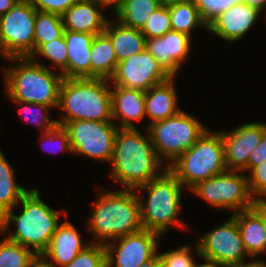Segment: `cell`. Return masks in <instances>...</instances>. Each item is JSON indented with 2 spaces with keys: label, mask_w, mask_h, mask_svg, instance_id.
Masks as SVG:
<instances>
[{
  "label": "cell",
  "mask_w": 266,
  "mask_h": 267,
  "mask_svg": "<svg viewBox=\"0 0 266 267\" xmlns=\"http://www.w3.org/2000/svg\"><path fill=\"white\" fill-rule=\"evenodd\" d=\"M146 134L143 136L137 128H119L116 133L110 176L124 189L136 190L167 169L158 158L147 129Z\"/></svg>",
  "instance_id": "cell-1"
},
{
  "label": "cell",
  "mask_w": 266,
  "mask_h": 267,
  "mask_svg": "<svg viewBox=\"0 0 266 267\" xmlns=\"http://www.w3.org/2000/svg\"><path fill=\"white\" fill-rule=\"evenodd\" d=\"M88 219V231L97 243H107L143 228L135 190H103L97 196ZM103 241V242H102Z\"/></svg>",
  "instance_id": "cell-2"
},
{
  "label": "cell",
  "mask_w": 266,
  "mask_h": 267,
  "mask_svg": "<svg viewBox=\"0 0 266 267\" xmlns=\"http://www.w3.org/2000/svg\"><path fill=\"white\" fill-rule=\"evenodd\" d=\"M18 204H22V213L16 215L13 209L7 211L0 218V230L5 233L13 222L16 230L6 238L28 249L32 247L36 255L43 254L59 226L61 213L42 201L36 188L29 190Z\"/></svg>",
  "instance_id": "cell-3"
},
{
  "label": "cell",
  "mask_w": 266,
  "mask_h": 267,
  "mask_svg": "<svg viewBox=\"0 0 266 267\" xmlns=\"http://www.w3.org/2000/svg\"><path fill=\"white\" fill-rule=\"evenodd\" d=\"M7 61L19 62L4 69L6 94L11 100L58 108L64 80L61 73L51 71L36 58L11 57Z\"/></svg>",
  "instance_id": "cell-4"
},
{
  "label": "cell",
  "mask_w": 266,
  "mask_h": 267,
  "mask_svg": "<svg viewBox=\"0 0 266 267\" xmlns=\"http://www.w3.org/2000/svg\"><path fill=\"white\" fill-rule=\"evenodd\" d=\"M104 78H64L60 88L61 115L58 124L70 121L93 120L113 122L111 115V88Z\"/></svg>",
  "instance_id": "cell-5"
},
{
  "label": "cell",
  "mask_w": 266,
  "mask_h": 267,
  "mask_svg": "<svg viewBox=\"0 0 266 267\" xmlns=\"http://www.w3.org/2000/svg\"><path fill=\"white\" fill-rule=\"evenodd\" d=\"M183 188L182 183L167 168L159 177L135 190L144 229L163 235L171 225L183 229L186 227L178 219ZM142 190L147 192L146 202L139 194Z\"/></svg>",
  "instance_id": "cell-6"
},
{
  "label": "cell",
  "mask_w": 266,
  "mask_h": 267,
  "mask_svg": "<svg viewBox=\"0 0 266 267\" xmlns=\"http://www.w3.org/2000/svg\"><path fill=\"white\" fill-rule=\"evenodd\" d=\"M167 168L187 189L225 172L228 169L221 132L213 133L207 129L192 147Z\"/></svg>",
  "instance_id": "cell-7"
},
{
  "label": "cell",
  "mask_w": 266,
  "mask_h": 267,
  "mask_svg": "<svg viewBox=\"0 0 266 267\" xmlns=\"http://www.w3.org/2000/svg\"><path fill=\"white\" fill-rule=\"evenodd\" d=\"M146 129L158 158L166 161L168 167L192 147L208 128L181 109L172 117L148 124Z\"/></svg>",
  "instance_id": "cell-8"
},
{
  "label": "cell",
  "mask_w": 266,
  "mask_h": 267,
  "mask_svg": "<svg viewBox=\"0 0 266 267\" xmlns=\"http://www.w3.org/2000/svg\"><path fill=\"white\" fill-rule=\"evenodd\" d=\"M226 170L212 178L196 183L189 190L211 206L236 212L251 209L254 201L246 174Z\"/></svg>",
  "instance_id": "cell-9"
},
{
  "label": "cell",
  "mask_w": 266,
  "mask_h": 267,
  "mask_svg": "<svg viewBox=\"0 0 266 267\" xmlns=\"http://www.w3.org/2000/svg\"><path fill=\"white\" fill-rule=\"evenodd\" d=\"M36 9L21 0L0 17V56L30 57L34 53Z\"/></svg>",
  "instance_id": "cell-10"
},
{
  "label": "cell",
  "mask_w": 266,
  "mask_h": 267,
  "mask_svg": "<svg viewBox=\"0 0 266 267\" xmlns=\"http://www.w3.org/2000/svg\"><path fill=\"white\" fill-rule=\"evenodd\" d=\"M64 127L69 133L72 153L111 162L118 124L75 120L68 122Z\"/></svg>",
  "instance_id": "cell-11"
},
{
  "label": "cell",
  "mask_w": 266,
  "mask_h": 267,
  "mask_svg": "<svg viewBox=\"0 0 266 267\" xmlns=\"http://www.w3.org/2000/svg\"><path fill=\"white\" fill-rule=\"evenodd\" d=\"M195 253L200 258L230 266L245 261L248 255L236 219L231 216L226 222L201 236L195 245Z\"/></svg>",
  "instance_id": "cell-12"
},
{
  "label": "cell",
  "mask_w": 266,
  "mask_h": 267,
  "mask_svg": "<svg viewBox=\"0 0 266 267\" xmlns=\"http://www.w3.org/2000/svg\"><path fill=\"white\" fill-rule=\"evenodd\" d=\"M172 77L148 50L118 62L109 79L112 85L147 91Z\"/></svg>",
  "instance_id": "cell-13"
},
{
  "label": "cell",
  "mask_w": 266,
  "mask_h": 267,
  "mask_svg": "<svg viewBox=\"0 0 266 267\" xmlns=\"http://www.w3.org/2000/svg\"><path fill=\"white\" fill-rule=\"evenodd\" d=\"M161 235L142 229L108 241L104 244L106 251V267H139L152 259L158 252V238ZM116 240H120L118 243ZM117 244V245H116Z\"/></svg>",
  "instance_id": "cell-14"
},
{
  "label": "cell",
  "mask_w": 266,
  "mask_h": 267,
  "mask_svg": "<svg viewBox=\"0 0 266 267\" xmlns=\"http://www.w3.org/2000/svg\"><path fill=\"white\" fill-rule=\"evenodd\" d=\"M265 132L266 123L258 122L242 124L228 133L221 132L227 169L247 171L249 157Z\"/></svg>",
  "instance_id": "cell-15"
},
{
  "label": "cell",
  "mask_w": 266,
  "mask_h": 267,
  "mask_svg": "<svg viewBox=\"0 0 266 267\" xmlns=\"http://www.w3.org/2000/svg\"><path fill=\"white\" fill-rule=\"evenodd\" d=\"M191 39L187 34L171 30L161 37L146 39V50L175 77L183 62L189 58Z\"/></svg>",
  "instance_id": "cell-16"
},
{
  "label": "cell",
  "mask_w": 266,
  "mask_h": 267,
  "mask_svg": "<svg viewBox=\"0 0 266 267\" xmlns=\"http://www.w3.org/2000/svg\"><path fill=\"white\" fill-rule=\"evenodd\" d=\"M260 12L243 2L234 3L208 25V32L227 42H238L258 20Z\"/></svg>",
  "instance_id": "cell-17"
},
{
  "label": "cell",
  "mask_w": 266,
  "mask_h": 267,
  "mask_svg": "<svg viewBox=\"0 0 266 267\" xmlns=\"http://www.w3.org/2000/svg\"><path fill=\"white\" fill-rule=\"evenodd\" d=\"M112 121L119 120L118 128H137L134 121L140 122L145 117V91L111 86Z\"/></svg>",
  "instance_id": "cell-18"
},
{
  "label": "cell",
  "mask_w": 266,
  "mask_h": 267,
  "mask_svg": "<svg viewBox=\"0 0 266 267\" xmlns=\"http://www.w3.org/2000/svg\"><path fill=\"white\" fill-rule=\"evenodd\" d=\"M101 8L106 9L96 0H79L62 15L64 29L93 35L104 32L108 19Z\"/></svg>",
  "instance_id": "cell-19"
},
{
  "label": "cell",
  "mask_w": 266,
  "mask_h": 267,
  "mask_svg": "<svg viewBox=\"0 0 266 267\" xmlns=\"http://www.w3.org/2000/svg\"><path fill=\"white\" fill-rule=\"evenodd\" d=\"M89 243H82L81 236L76 227L69 221L59 224L51 237L50 243L43 255L48 258L54 267H62L83 251Z\"/></svg>",
  "instance_id": "cell-20"
},
{
  "label": "cell",
  "mask_w": 266,
  "mask_h": 267,
  "mask_svg": "<svg viewBox=\"0 0 266 267\" xmlns=\"http://www.w3.org/2000/svg\"><path fill=\"white\" fill-rule=\"evenodd\" d=\"M67 46V67L60 72L64 78H90L91 44L95 35L64 31Z\"/></svg>",
  "instance_id": "cell-21"
},
{
  "label": "cell",
  "mask_w": 266,
  "mask_h": 267,
  "mask_svg": "<svg viewBox=\"0 0 266 267\" xmlns=\"http://www.w3.org/2000/svg\"><path fill=\"white\" fill-rule=\"evenodd\" d=\"M174 87L172 76L145 91V115L151 118L150 124L172 117L181 110L177 106V93Z\"/></svg>",
  "instance_id": "cell-22"
},
{
  "label": "cell",
  "mask_w": 266,
  "mask_h": 267,
  "mask_svg": "<svg viewBox=\"0 0 266 267\" xmlns=\"http://www.w3.org/2000/svg\"><path fill=\"white\" fill-rule=\"evenodd\" d=\"M232 216L236 219L248 255L253 259L266 252V229L259 214L251 208Z\"/></svg>",
  "instance_id": "cell-23"
},
{
  "label": "cell",
  "mask_w": 266,
  "mask_h": 267,
  "mask_svg": "<svg viewBox=\"0 0 266 267\" xmlns=\"http://www.w3.org/2000/svg\"><path fill=\"white\" fill-rule=\"evenodd\" d=\"M113 23L108 19L104 32L112 41L118 62L146 49V38L140 29L127 27L118 20Z\"/></svg>",
  "instance_id": "cell-24"
},
{
  "label": "cell",
  "mask_w": 266,
  "mask_h": 267,
  "mask_svg": "<svg viewBox=\"0 0 266 267\" xmlns=\"http://www.w3.org/2000/svg\"><path fill=\"white\" fill-rule=\"evenodd\" d=\"M118 61L110 37L105 33L95 35L91 44L90 78L110 79Z\"/></svg>",
  "instance_id": "cell-25"
},
{
  "label": "cell",
  "mask_w": 266,
  "mask_h": 267,
  "mask_svg": "<svg viewBox=\"0 0 266 267\" xmlns=\"http://www.w3.org/2000/svg\"><path fill=\"white\" fill-rule=\"evenodd\" d=\"M14 169L0 149V218L19 206L22 197L29 191L15 181Z\"/></svg>",
  "instance_id": "cell-26"
},
{
  "label": "cell",
  "mask_w": 266,
  "mask_h": 267,
  "mask_svg": "<svg viewBox=\"0 0 266 267\" xmlns=\"http://www.w3.org/2000/svg\"><path fill=\"white\" fill-rule=\"evenodd\" d=\"M163 3L164 0H123L114 11L121 24L141 29L148 17Z\"/></svg>",
  "instance_id": "cell-27"
},
{
  "label": "cell",
  "mask_w": 266,
  "mask_h": 267,
  "mask_svg": "<svg viewBox=\"0 0 266 267\" xmlns=\"http://www.w3.org/2000/svg\"><path fill=\"white\" fill-rule=\"evenodd\" d=\"M170 22L173 31L187 34L191 37L195 28L203 26L208 30V25L203 21L198 8L191 3H167Z\"/></svg>",
  "instance_id": "cell-28"
},
{
  "label": "cell",
  "mask_w": 266,
  "mask_h": 267,
  "mask_svg": "<svg viewBox=\"0 0 266 267\" xmlns=\"http://www.w3.org/2000/svg\"><path fill=\"white\" fill-rule=\"evenodd\" d=\"M34 52L44 43L61 38L64 34L62 16L36 10Z\"/></svg>",
  "instance_id": "cell-29"
},
{
  "label": "cell",
  "mask_w": 266,
  "mask_h": 267,
  "mask_svg": "<svg viewBox=\"0 0 266 267\" xmlns=\"http://www.w3.org/2000/svg\"><path fill=\"white\" fill-rule=\"evenodd\" d=\"M35 255L31 249L7 238L0 242V267H28Z\"/></svg>",
  "instance_id": "cell-30"
},
{
  "label": "cell",
  "mask_w": 266,
  "mask_h": 267,
  "mask_svg": "<svg viewBox=\"0 0 266 267\" xmlns=\"http://www.w3.org/2000/svg\"><path fill=\"white\" fill-rule=\"evenodd\" d=\"M171 30L170 13L165 2L148 17L140 29L146 39L161 37Z\"/></svg>",
  "instance_id": "cell-31"
},
{
  "label": "cell",
  "mask_w": 266,
  "mask_h": 267,
  "mask_svg": "<svg viewBox=\"0 0 266 267\" xmlns=\"http://www.w3.org/2000/svg\"><path fill=\"white\" fill-rule=\"evenodd\" d=\"M64 36L42 44L30 58L42 56L48 59L53 65L59 67L62 72L67 67L68 52Z\"/></svg>",
  "instance_id": "cell-32"
},
{
  "label": "cell",
  "mask_w": 266,
  "mask_h": 267,
  "mask_svg": "<svg viewBox=\"0 0 266 267\" xmlns=\"http://www.w3.org/2000/svg\"><path fill=\"white\" fill-rule=\"evenodd\" d=\"M62 267H106V251L103 243H90L69 264Z\"/></svg>",
  "instance_id": "cell-33"
},
{
  "label": "cell",
  "mask_w": 266,
  "mask_h": 267,
  "mask_svg": "<svg viewBox=\"0 0 266 267\" xmlns=\"http://www.w3.org/2000/svg\"><path fill=\"white\" fill-rule=\"evenodd\" d=\"M15 102L17 105H21V107L22 105H24V107L20 109L21 114L27 113V111H29L30 117L25 116V121L30 120L29 123H33L36 126L40 127L41 129H44L42 132H45L48 129H51L53 126L57 124V120L49 119L47 115L44 114L48 112L50 108H53V107L46 106L43 104H37V103L33 104L29 102H20V101H15ZM31 109L37 112L31 111Z\"/></svg>",
  "instance_id": "cell-34"
},
{
  "label": "cell",
  "mask_w": 266,
  "mask_h": 267,
  "mask_svg": "<svg viewBox=\"0 0 266 267\" xmlns=\"http://www.w3.org/2000/svg\"><path fill=\"white\" fill-rule=\"evenodd\" d=\"M193 248L186 245L171 251L159 253L163 267H195L196 261L191 256Z\"/></svg>",
  "instance_id": "cell-35"
},
{
  "label": "cell",
  "mask_w": 266,
  "mask_h": 267,
  "mask_svg": "<svg viewBox=\"0 0 266 267\" xmlns=\"http://www.w3.org/2000/svg\"><path fill=\"white\" fill-rule=\"evenodd\" d=\"M241 0H193L192 3L198 8L203 21L209 25L223 11L234 3Z\"/></svg>",
  "instance_id": "cell-36"
},
{
  "label": "cell",
  "mask_w": 266,
  "mask_h": 267,
  "mask_svg": "<svg viewBox=\"0 0 266 267\" xmlns=\"http://www.w3.org/2000/svg\"><path fill=\"white\" fill-rule=\"evenodd\" d=\"M43 135L41 140L42 142H46V144H57V149L56 150H52L50 149L51 146L49 147V149H46L43 145L42 148H45L44 150L49 151L50 153L54 152V153H58V151H65V152H71L72 153V149H71V145H70V139H69V133L68 131L65 129V127L61 124H56L55 126H53L51 129H48L47 131L43 132ZM46 145V146H47Z\"/></svg>",
  "instance_id": "cell-37"
},
{
  "label": "cell",
  "mask_w": 266,
  "mask_h": 267,
  "mask_svg": "<svg viewBox=\"0 0 266 267\" xmlns=\"http://www.w3.org/2000/svg\"><path fill=\"white\" fill-rule=\"evenodd\" d=\"M250 192L254 198L266 196V160L254 166L247 176Z\"/></svg>",
  "instance_id": "cell-38"
},
{
  "label": "cell",
  "mask_w": 266,
  "mask_h": 267,
  "mask_svg": "<svg viewBox=\"0 0 266 267\" xmlns=\"http://www.w3.org/2000/svg\"><path fill=\"white\" fill-rule=\"evenodd\" d=\"M32 6L41 12H49L62 16L79 0H30Z\"/></svg>",
  "instance_id": "cell-39"
},
{
  "label": "cell",
  "mask_w": 266,
  "mask_h": 267,
  "mask_svg": "<svg viewBox=\"0 0 266 267\" xmlns=\"http://www.w3.org/2000/svg\"><path fill=\"white\" fill-rule=\"evenodd\" d=\"M266 160V132L264 133L260 144L253 150L248 160L249 172L254 166L260 165Z\"/></svg>",
  "instance_id": "cell-40"
},
{
  "label": "cell",
  "mask_w": 266,
  "mask_h": 267,
  "mask_svg": "<svg viewBox=\"0 0 266 267\" xmlns=\"http://www.w3.org/2000/svg\"><path fill=\"white\" fill-rule=\"evenodd\" d=\"M252 208L259 214L266 229V196L254 198Z\"/></svg>",
  "instance_id": "cell-41"
},
{
  "label": "cell",
  "mask_w": 266,
  "mask_h": 267,
  "mask_svg": "<svg viewBox=\"0 0 266 267\" xmlns=\"http://www.w3.org/2000/svg\"><path fill=\"white\" fill-rule=\"evenodd\" d=\"M28 267H54L43 254H37Z\"/></svg>",
  "instance_id": "cell-42"
},
{
  "label": "cell",
  "mask_w": 266,
  "mask_h": 267,
  "mask_svg": "<svg viewBox=\"0 0 266 267\" xmlns=\"http://www.w3.org/2000/svg\"><path fill=\"white\" fill-rule=\"evenodd\" d=\"M247 260L245 261H241V262H238L236 264H232L228 267H266V263L262 260H255V261H249V262H246Z\"/></svg>",
  "instance_id": "cell-43"
},
{
  "label": "cell",
  "mask_w": 266,
  "mask_h": 267,
  "mask_svg": "<svg viewBox=\"0 0 266 267\" xmlns=\"http://www.w3.org/2000/svg\"><path fill=\"white\" fill-rule=\"evenodd\" d=\"M19 0H0V17L13 8Z\"/></svg>",
  "instance_id": "cell-44"
},
{
  "label": "cell",
  "mask_w": 266,
  "mask_h": 267,
  "mask_svg": "<svg viewBox=\"0 0 266 267\" xmlns=\"http://www.w3.org/2000/svg\"><path fill=\"white\" fill-rule=\"evenodd\" d=\"M241 2L255 7L258 10H260L261 12L265 9L266 10V0H241Z\"/></svg>",
  "instance_id": "cell-45"
},
{
  "label": "cell",
  "mask_w": 266,
  "mask_h": 267,
  "mask_svg": "<svg viewBox=\"0 0 266 267\" xmlns=\"http://www.w3.org/2000/svg\"><path fill=\"white\" fill-rule=\"evenodd\" d=\"M161 259L159 253H157L152 259L148 260L145 263H142L139 267H160Z\"/></svg>",
  "instance_id": "cell-46"
},
{
  "label": "cell",
  "mask_w": 266,
  "mask_h": 267,
  "mask_svg": "<svg viewBox=\"0 0 266 267\" xmlns=\"http://www.w3.org/2000/svg\"><path fill=\"white\" fill-rule=\"evenodd\" d=\"M204 259L205 263H196L195 267H228L226 265L220 264L216 261L213 260H209L206 258H202V260Z\"/></svg>",
  "instance_id": "cell-47"
},
{
  "label": "cell",
  "mask_w": 266,
  "mask_h": 267,
  "mask_svg": "<svg viewBox=\"0 0 266 267\" xmlns=\"http://www.w3.org/2000/svg\"><path fill=\"white\" fill-rule=\"evenodd\" d=\"M98 3L103 4L106 8L113 6L114 10L123 2V0H96Z\"/></svg>",
  "instance_id": "cell-48"
},
{
  "label": "cell",
  "mask_w": 266,
  "mask_h": 267,
  "mask_svg": "<svg viewBox=\"0 0 266 267\" xmlns=\"http://www.w3.org/2000/svg\"><path fill=\"white\" fill-rule=\"evenodd\" d=\"M193 0H164L165 3H191Z\"/></svg>",
  "instance_id": "cell-49"
}]
</instances>
